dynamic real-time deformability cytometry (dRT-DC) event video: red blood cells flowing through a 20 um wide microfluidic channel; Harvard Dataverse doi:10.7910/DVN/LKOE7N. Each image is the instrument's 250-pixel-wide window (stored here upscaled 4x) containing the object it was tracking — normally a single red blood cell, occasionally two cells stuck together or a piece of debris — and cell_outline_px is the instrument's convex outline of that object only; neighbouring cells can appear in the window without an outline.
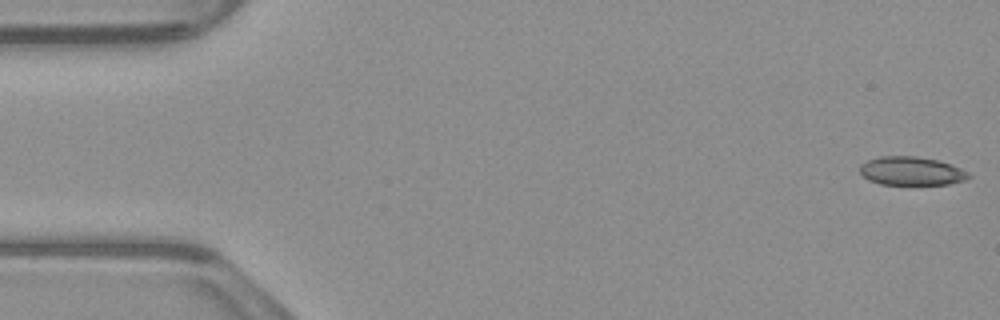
{"species": "common noctule bat (a hibernating species)", "species_latin": "Nyctalus noctula", "temperature_condition": "warm", "stored_images_in_passage": 53, "camera_frame_rate_fps": 3000, "um_per_image_px": 0.085, "animal": {"sex": "male", "body_mass_g": 23.1, "forearm_length_mm": 52.7}, "frame": {"image": 1, "passage_image": 1, "time_ms": 0.0, "image_size_px": [1000, 320], "cell_outline_px": [[972, 176], [964, 180], [948, 184], [880, 184], [868, 180], [860, 172], [860, 164], [868, 160], [880, 156], [916, 156], [936, 160], [952, 164], [968, 172]], "centroid_in_image_um": [77.46, 14.53], "position_along_channel_um": 7.5, "area_um2": 18.03}}
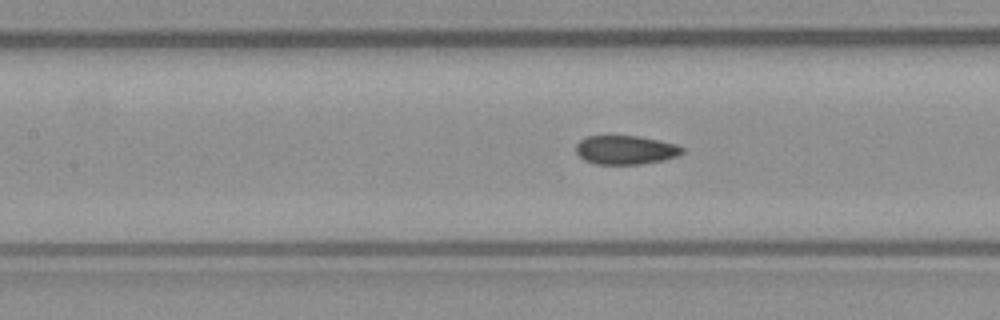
{"frame": {"image": 2, "passage_image": 23, "time_ms": 7.333, "image_size_px": [1000, 320], "cell_outline_px": [[684, 152], [676, 156], [664, 160], [640, 164], [596, 164], [584, 160], [576, 152], [576, 144], [584, 136], [640, 136], [660, 140], [676, 144], [684, 148]], "centroid_in_image_um": [53.17, 12.74], "position_along_channel_um": 154.2, "area_um2": 17.98}}
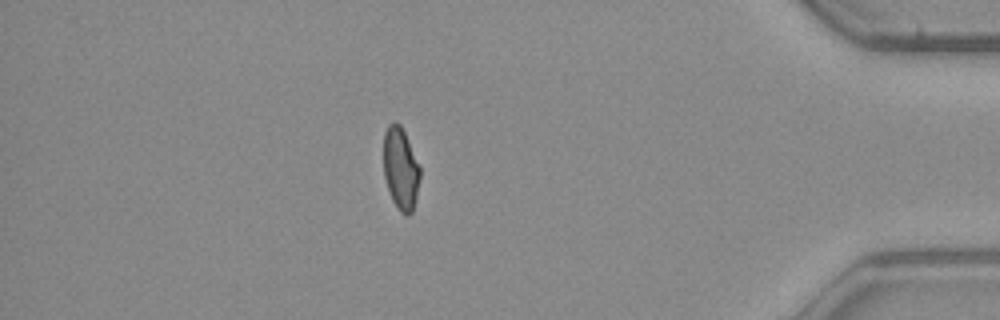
{"frame": {"image": 3, "passage_image": 46, "time_ms": 15.0, "image_size_px": [1000, 320], "cell_outline_px": [[420, 176], [416, 196], [412, 212], [408, 216], [404, 216], [400, 212], [392, 200], [384, 176], [384, 132], [388, 124], [392, 120], [396, 120], [400, 124], [404, 132], [420, 168]], "centroid_in_image_um": [34.04, 14.32], "position_along_channel_um": 401.2, "area_um2": 17.4}, "authors_computed_cell_mechanics": {"area_um2": 18.496, "velocity_mm_per_s": 3.84, "shape_relaxation_time_tau1_ms": null, "shape_relaxation_time_tau2_ms": 1.6029, "deformation_change_tau1": null, "deformation_change_tau2": 0.0768}}